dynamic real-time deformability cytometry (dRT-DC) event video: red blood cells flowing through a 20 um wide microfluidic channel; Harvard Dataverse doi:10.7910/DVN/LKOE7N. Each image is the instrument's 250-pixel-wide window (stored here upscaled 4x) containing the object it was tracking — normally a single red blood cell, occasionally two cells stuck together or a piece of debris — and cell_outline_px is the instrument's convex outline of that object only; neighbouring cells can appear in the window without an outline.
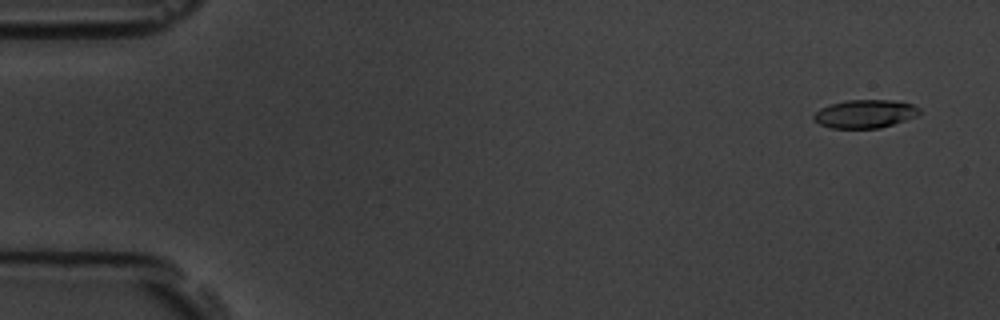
{"species": "common noctule bat (a hibernating species)", "species_latin": "Nyctalus noctula", "temperature_condition": "room temperature", "stored_images_in_passage": 58, "camera_frame_rate_fps": 3000, "um_per_image_px": 0.085, "animal": {"sex": "male", "body_mass_g": 19.5, "forearm_length_mm": 54.6}, "frame": {"image": 1, "passage_image": 3, "time_ms": 0.667, "image_size_px": [1000, 320], "cell_outline_px": [[920, 112], [916, 116], [880, 128], [832, 128], [820, 124], [812, 120], [812, 116], [820, 108], [832, 104], [848, 100], [892, 100], [912, 104], [920, 108]], "centroid_in_image_um": [73.5, 9.68], "position_along_channel_um": 11.5, "area_um2": 17.28}}
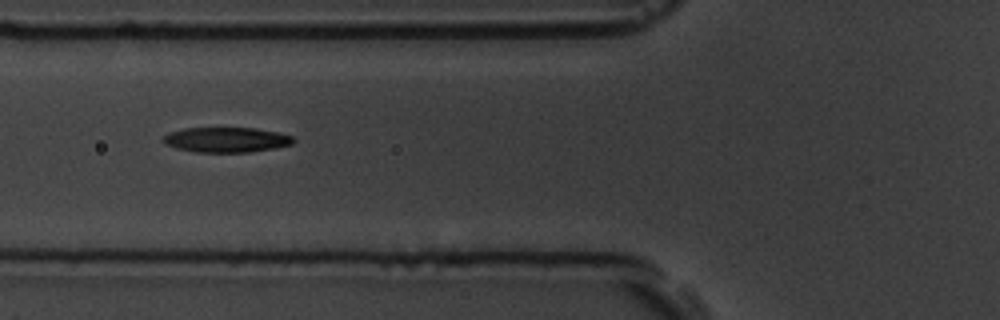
{"frame": {"image": 2, "passage_image": 22, "time_ms": 7.0, "image_size_px": [1000, 320], "cell_outline_px": [[296, 140], [292, 144], [272, 148], [248, 152], [196, 152], [176, 148], [164, 144], [160, 140], [168, 132], [184, 128], [256, 128], [276, 132], [292, 136]], "centroid_in_image_um": [19.18, 11.87], "position_along_channel_um": 106.6, "area_um2": 19.02}}
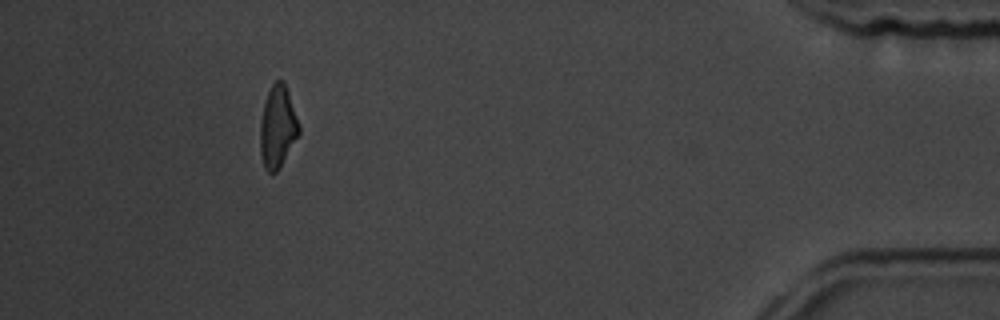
{"frame": {"image": 3, "passage_image": 53, "time_ms": 17.333, "image_size_px": [1000, 320], "cell_outline_px": [[300, 132], [276, 172], [272, 176], [264, 168], [260, 156], [260, 124], [264, 104], [268, 92], [272, 84], [276, 80], [284, 80], [300, 128]], "centroid_in_image_um": [23.57, 10.8], "position_along_channel_um": 411.6, "area_um2": 18.32}, "authors_computed_cell_mechanics": {"area_um2": 19.0162, "velocity_mm_per_s": 3.5391, "shape_relaxation_time_tau1_ms": 5.3619, "shape_relaxation_time_tau2_ms": 3.8522, "deformation_change_tau1": 0.1698, "deformation_change_tau2": 0.1087}}